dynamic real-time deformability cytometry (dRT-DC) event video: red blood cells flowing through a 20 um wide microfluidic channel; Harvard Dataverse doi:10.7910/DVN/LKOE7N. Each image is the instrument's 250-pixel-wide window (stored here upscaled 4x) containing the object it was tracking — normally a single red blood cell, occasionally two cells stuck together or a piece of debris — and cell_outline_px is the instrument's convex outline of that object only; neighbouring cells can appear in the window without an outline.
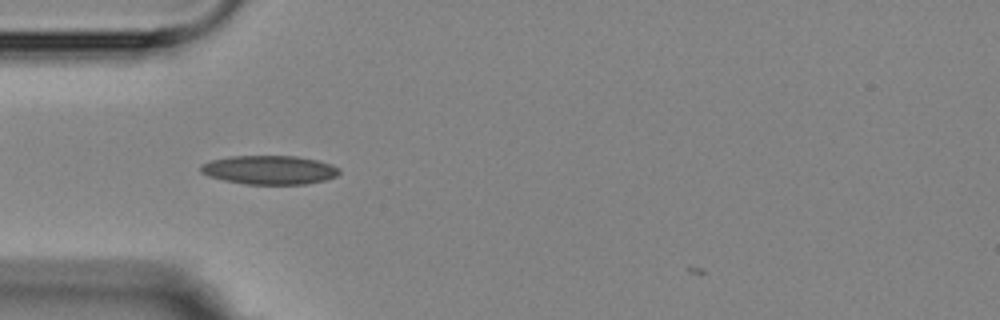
{"species": "Egyptian fruit bat (a non-hibernating species)", "species_latin": "Rousettus aegyptiacus", "temperature_condition": "room temperature", "stored_images_in_passage": 2, "camera_frame_rate_fps": 3000, "um_per_image_px": 0.085, "animal": {"sex": "female"}, "frame": {"image": 1, "passage_image": 2, "time_ms": 2.0, "image_size_px": [1000, 320], "cell_outline_px": [[340, 172], [336, 176], [324, 180], [304, 184], [244, 184], [224, 180], [208, 176], [200, 172], [200, 164], [212, 160], [228, 156], [296, 156], [316, 160], [332, 164], [340, 168]], "centroid_in_image_um": [22.88, 14.44], "position_along_channel_um": 62.1, "area_um2": 23.35}}